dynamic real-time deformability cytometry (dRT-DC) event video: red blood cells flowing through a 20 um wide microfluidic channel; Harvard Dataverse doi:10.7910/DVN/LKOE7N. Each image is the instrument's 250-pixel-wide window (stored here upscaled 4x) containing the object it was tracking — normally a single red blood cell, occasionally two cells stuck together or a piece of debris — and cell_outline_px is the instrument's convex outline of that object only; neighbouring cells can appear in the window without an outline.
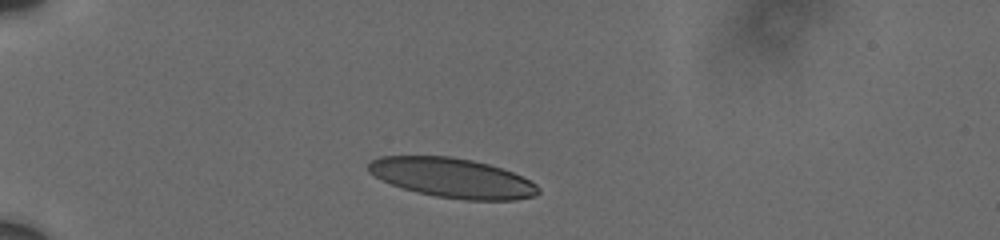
{"species": "human", "species_latin": "Homo sapiens", "temperature_condition": "cold", "stored_images_in_passage": 4, "camera_frame_rate_fps": 3000, "um_per_image_px": 0.085, "donor": {"sex": "male"}, "frame": {"image": 1, "passage_image": 1, "time_ms": 0.0, "image_size_px": [1000, 240], "cell_outline_px": [[540, 192], [536, 196], [516, 200], [464, 200], [436, 196], [416, 192], [392, 184], [368, 172], [368, 160], [380, 156], [452, 156], [472, 160], [488, 164], [512, 172], [536, 184], [540, 188]], "centroid_in_image_um": [38.45, 15.12], "position_along_channel_um": 46.6, "area_um2": 39.13}}
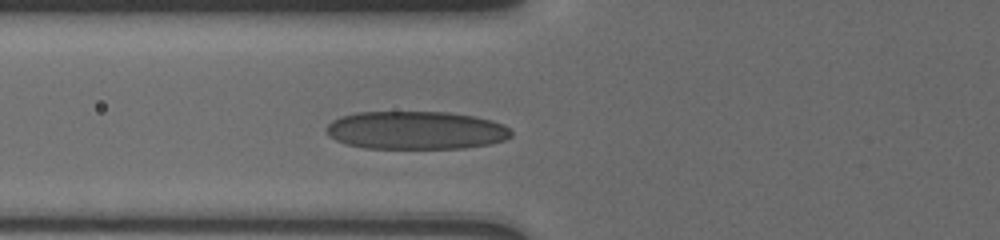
{"frame": {"image": 2, "passage_image": 4, "time_ms": 2.333, "image_size_px": [1000, 240], "cell_outline_px": [[512, 136], [504, 140], [492, 144], [464, 148], [364, 148], [344, 144], [328, 136], [324, 128], [332, 120], [340, 116], [356, 112], [448, 112], [476, 116], [492, 120], [504, 124], [512, 132]], "centroid_in_image_um": [35.34, 11.07], "position_along_channel_um": 90.5, "area_um2": 41.56}}